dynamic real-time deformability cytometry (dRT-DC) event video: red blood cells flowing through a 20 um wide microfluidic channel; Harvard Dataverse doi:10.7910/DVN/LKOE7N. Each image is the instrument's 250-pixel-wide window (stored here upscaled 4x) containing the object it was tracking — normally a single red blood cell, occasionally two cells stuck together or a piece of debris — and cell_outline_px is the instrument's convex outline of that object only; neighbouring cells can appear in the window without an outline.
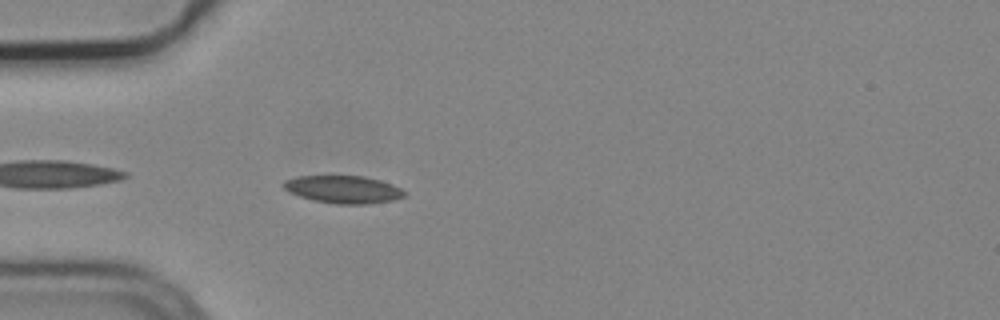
{"species": "common noctule bat (a hibernating species)", "species_latin": "Nyctalus noctula", "temperature_condition": "cold", "stored_images_in_passage": 3, "camera_frame_rate_fps": 3000, "um_per_image_px": 0.085, "animal": {"sex": "male", "body_mass_g": 19.2, "forearm_length_mm": 51.8}, "frame": {"image": 1, "passage_image": 3, "time_ms": 0.667, "image_size_px": [1000, 320], "cell_outline_px": [[404, 196], [392, 200], [368, 204], [336, 204], [316, 200], [300, 196], [288, 192], [280, 184], [284, 180], [296, 176], [364, 176], [380, 180], [392, 184], [400, 188], [404, 192]], "centroid_in_image_um": [29.14, 16.09], "position_along_channel_um": 55.9, "area_um2": 19.36}}